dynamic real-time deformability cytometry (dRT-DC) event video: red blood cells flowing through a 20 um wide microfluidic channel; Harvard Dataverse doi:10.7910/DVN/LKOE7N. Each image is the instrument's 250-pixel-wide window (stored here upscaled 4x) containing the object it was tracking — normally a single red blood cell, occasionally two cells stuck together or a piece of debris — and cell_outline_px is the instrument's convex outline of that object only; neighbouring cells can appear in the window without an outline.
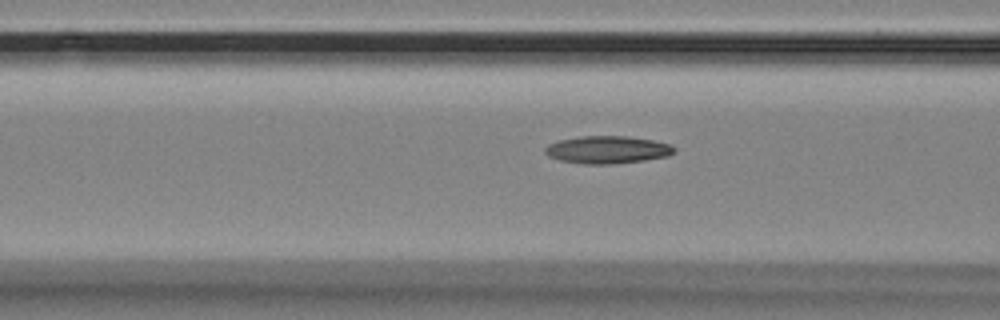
{"species": "Egyptian fruit bat (a non-hibernating species)", "species_latin": "Rousettus aegyptiacus", "temperature_condition": "room temperature", "stored_images_in_passage": 40, "camera_frame_rate_fps": 3000, "um_per_image_px": 0.085, "animal": {"sex": "female"}, "frame": {"image": 1, "passage_image": 6, "time_ms": 1.667, "image_size_px": [1000, 320], "cell_outline_px": [[676, 152], [668, 156], [644, 160], [612, 164], [584, 164], [560, 160], [548, 156], [544, 152], [544, 148], [548, 144], [560, 140], [580, 136], [624, 136], [652, 140], [668, 144], [676, 148]], "centroid_in_image_um": [51.61, 12.73], "position_along_channel_um": 115.0, "area_um2": 20.69}}
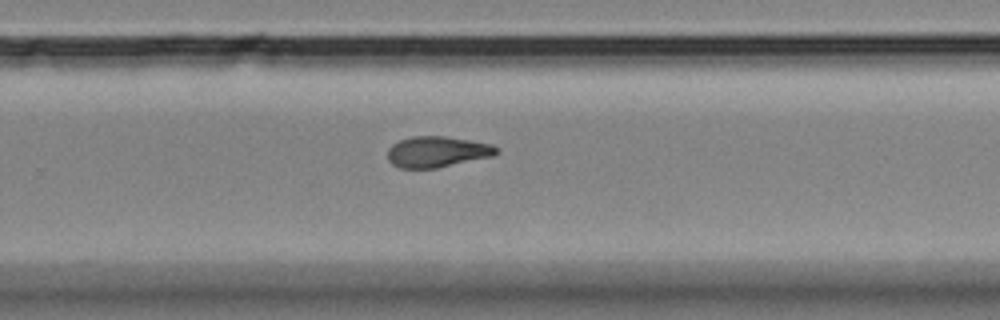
{"frame": {"image": 2, "passage_image": 21, "time_ms": 6.667, "image_size_px": [1000, 320], "cell_outline_px": [[500, 152], [492, 156], [436, 168], [400, 168], [392, 164], [388, 160], [388, 148], [392, 144], [400, 140], [412, 136], [444, 136], [492, 144], [500, 148]], "centroid_in_image_um": [37.16, 12.9], "position_along_channel_um": 292.6, "area_um2": 19.59}}
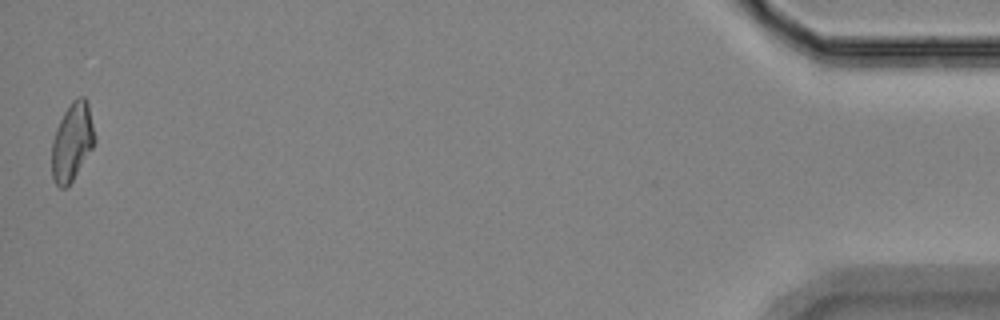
{"frame": {"image": 3, "passage_image": 40, "time_ms": 13.0, "image_size_px": [1000, 320], "cell_outline_px": [[96, 140], [92, 148], [68, 188], [60, 188], [56, 184], [52, 176], [52, 140], [56, 128], [64, 112], [72, 100], [80, 96], [84, 96], [88, 100], [96, 136]], "centroid_in_image_um": [6.15, 12.04], "position_along_channel_um": 429.1, "area_um2": 19.71}, "authors_computed_cell_mechanics": {"area_um2": 19.5942, "velocity_mm_per_s": 3.5587, "shape_relaxation_time_tau1_ms": null, "shape_relaxation_time_tau2_ms": 3.7772, "deformation_change_tau1": null, "deformation_change_tau2": 0.1206}}